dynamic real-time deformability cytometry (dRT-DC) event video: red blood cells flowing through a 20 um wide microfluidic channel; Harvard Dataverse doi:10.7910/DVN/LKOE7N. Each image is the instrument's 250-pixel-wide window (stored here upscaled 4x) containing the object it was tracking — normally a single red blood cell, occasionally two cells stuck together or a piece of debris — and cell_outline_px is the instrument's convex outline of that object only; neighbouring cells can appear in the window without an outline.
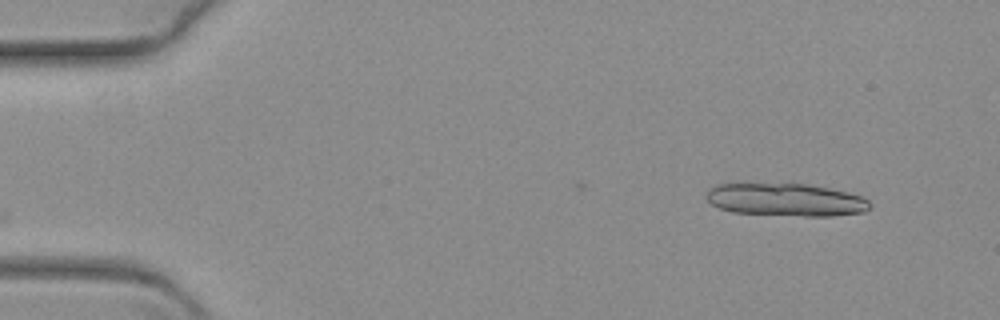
{"species": "common noctule bat (a hibernating species)", "species_latin": "Nyctalus noctula", "temperature_condition": "warm", "stored_images_in_passage": 13, "camera_frame_rate_fps": 3000, "um_per_image_px": 0.085, "animal": {"sex": "female", "body_mass_g": 19.3, "forearm_length_mm": 54.1}, "frame": {"image": 1, "passage_image": 1, "time_ms": 0.0, "image_size_px": [1000, 320], "cell_outline_px": [[872, 204], [864, 212], [832, 216], [804, 216], [732, 212], [720, 208], [712, 204], [704, 196], [704, 192], [708, 188], [716, 184], [804, 184], [828, 188], [848, 192], [860, 196], [868, 200]], "centroid_in_image_um": [66.76, 16.98], "position_along_channel_um": 18.2, "area_um2": 31.15}}